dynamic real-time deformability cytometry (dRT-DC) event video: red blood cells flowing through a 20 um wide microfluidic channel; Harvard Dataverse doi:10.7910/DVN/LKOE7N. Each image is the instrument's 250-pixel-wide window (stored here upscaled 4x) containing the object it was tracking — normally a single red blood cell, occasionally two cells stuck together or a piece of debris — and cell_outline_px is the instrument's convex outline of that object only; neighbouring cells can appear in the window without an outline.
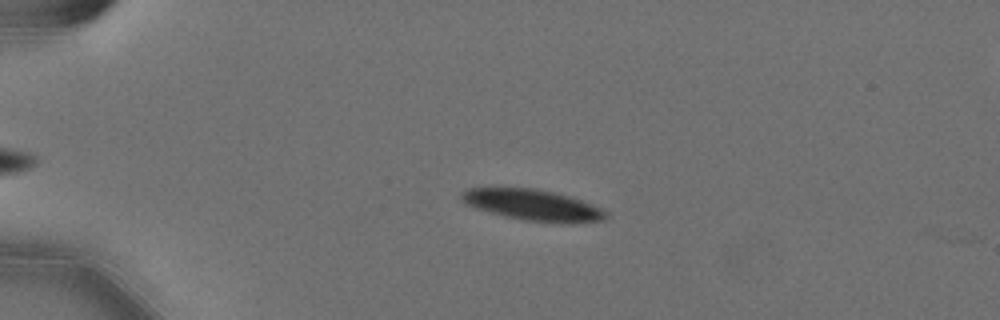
{"species": "Egyptian fruit bat (a non-hibernating species)", "species_latin": "Rousettus aegyptiacus", "temperature_condition": "cold", "stored_images_in_passage": 53, "camera_frame_rate_fps": 3000, "um_per_image_px": 0.085, "animal": {"sex": "female"}, "frame": {"image": 1, "passage_image": 10, "time_ms": 3.0, "image_size_px": [1000, 320], "cell_outline_px": [[608, 216], [604, 220], [524, 220], [504, 216], [476, 208], [464, 204], [460, 196], [460, 192], [468, 188], [536, 188], [568, 196], [592, 204], [608, 212]], "centroid_in_image_um": [45.16, 17.37], "position_along_channel_um": 39.8, "area_um2": 25.03}}
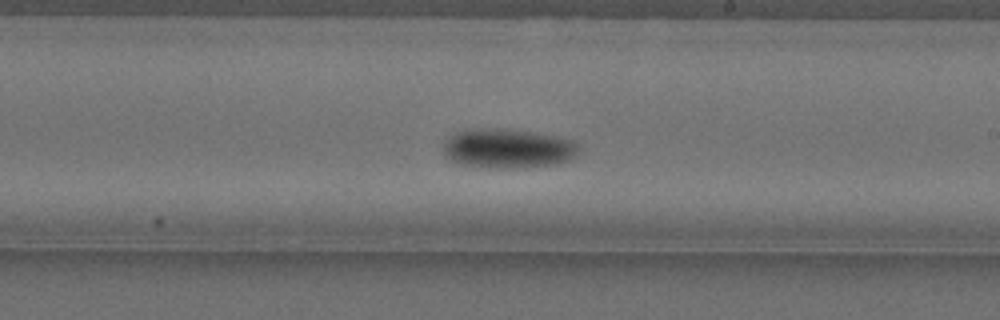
{"frame": {"image": 2, "passage_image": 31, "time_ms": 10.0, "image_size_px": [1000, 320], "cell_outline_px": [[576, 156], [568, 160], [556, 164], [500, 168], [496, 168], [460, 164], [448, 160], [444, 156], [444, 144], [452, 136], [468, 128], [500, 128], [556, 136], [572, 140], [576, 144]], "centroid_in_image_um": [43.12, 12.62], "position_along_channel_um": 245.9, "area_um2": 30.58}}
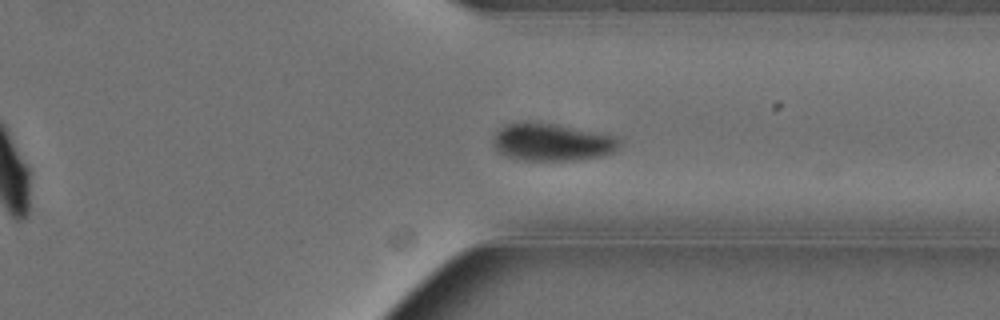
{"frame": {"image": 3, "passage_image": 41, "time_ms": 13.333, "image_size_px": [1000, 320], "cell_outline_px": [[620, 148], [612, 152], [600, 156], [576, 160], [520, 160], [496, 152], [492, 144], [492, 136], [500, 128], [508, 124], [556, 124], [616, 136], [620, 140]], "centroid_in_image_um": [46.91, 12.11], "position_along_channel_um": 364.5, "area_um2": 27.22}, "authors_computed_cell_mechanics": {"area_um2": 27.5128, "velocity_mm_per_s": 3.5607, "shape_relaxation_time_tau1_ms": 3.588, "shape_relaxation_time_tau2_ms": null, "deformation_change_tau1": 0.1119, "deformation_change_tau2": null}}